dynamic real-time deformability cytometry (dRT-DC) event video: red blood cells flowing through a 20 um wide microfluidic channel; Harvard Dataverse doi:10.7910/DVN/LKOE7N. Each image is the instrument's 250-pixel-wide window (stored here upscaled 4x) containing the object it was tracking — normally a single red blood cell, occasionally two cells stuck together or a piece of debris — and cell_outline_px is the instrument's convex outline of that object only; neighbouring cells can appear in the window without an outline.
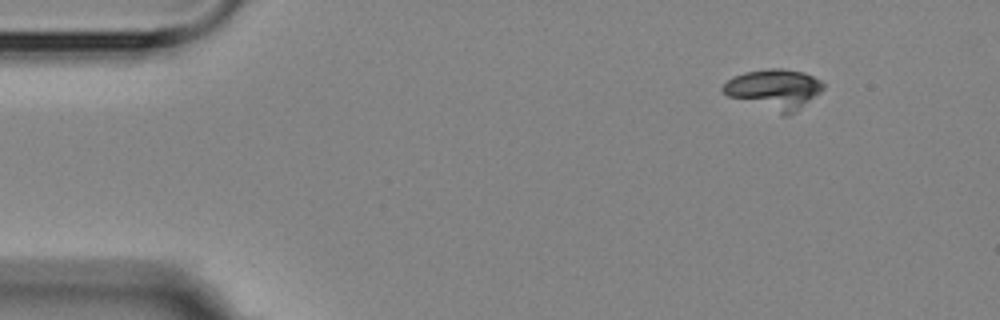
{"species": "Egyptian fruit bat (a non-hibernating species)", "species_latin": "Rousettus aegyptiacus", "temperature_condition": "room temperature", "stored_images_in_passage": 6, "camera_frame_rate_fps": 3000, "um_per_image_px": 0.085, "animal": {"sex": "female"}, "frame": {"image": 1, "passage_image": 1, "time_ms": 0.0, "image_size_px": [1000, 320], "cell_outline_px": [[824, 88], [820, 92], [796, 112], [788, 116], [784, 116], [728, 96], [720, 88], [732, 76], [744, 72], [768, 68], [780, 68], [804, 72], [820, 80], [824, 84]], "centroid_in_image_um": [65.8, 7.59], "position_along_channel_um": 19.2, "area_um2": 23.58}}
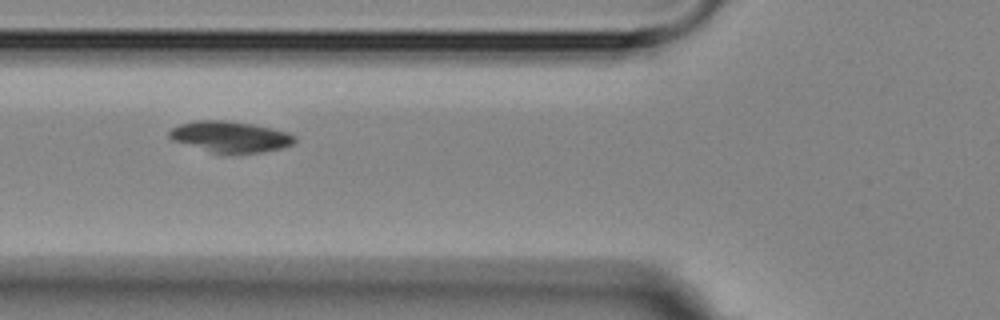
{"frame": {"image": 2, "passage_image": 5, "time_ms": 4.667, "image_size_px": [1000, 320], "cell_outline_px": [[296, 140], [292, 144], [280, 148], [264, 152], [236, 156], [220, 156], [172, 140], [168, 136], [168, 132], [172, 128], [180, 124], [196, 120], [224, 120], [252, 124], [272, 128], [288, 132], [296, 136]], "centroid_in_image_um": [19.56, 11.67], "position_along_channel_um": 106.2, "area_um2": 23.52}}
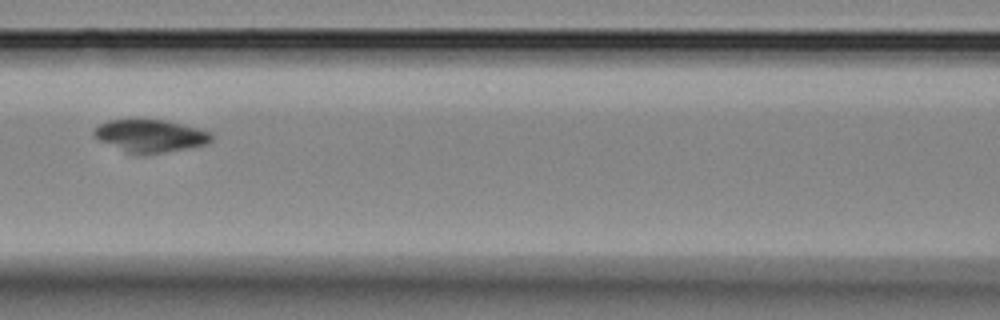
{"frame": {"image": 3, "passage_image": 6, "time_ms": 6.0, "image_size_px": [1000, 320], "cell_outline_px": [[212, 140], [208, 144], [188, 148], [144, 156], [136, 156], [124, 152], [92, 136], [92, 128], [108, 120], [164, 120], [200, 128], [212, 132]], "centroid_in_image_um": [12.77, 11.57], "position_along_channel_um": 153.8, "area_um2": 22.77}}